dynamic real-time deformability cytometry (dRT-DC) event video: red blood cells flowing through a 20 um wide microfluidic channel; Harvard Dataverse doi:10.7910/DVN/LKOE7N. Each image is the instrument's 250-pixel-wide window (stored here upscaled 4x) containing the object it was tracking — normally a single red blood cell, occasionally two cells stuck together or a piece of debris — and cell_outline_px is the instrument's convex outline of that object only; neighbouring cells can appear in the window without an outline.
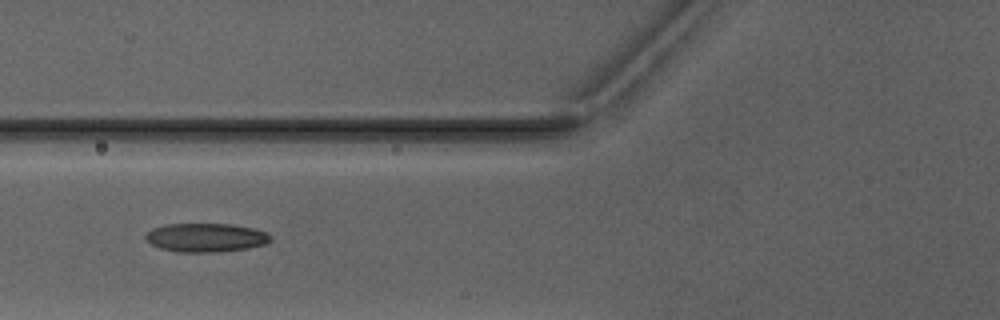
{"species": "Egyptian fruit bat (a non-hibernating species)", "species_latin": "Rousettus aegyptiacus", "temperature_condition": "warm", "stored_images_in_passage": 6, "camera_frame_rate_fps": 3000, "um_per_image_px": 0.085, "animal": {"sex": "male"}, "frame": {"image": 1, "passage_image": 6, "time_ms": 6.0, "image_size_px": [1000, 320], "cell_outline_px": [[272, 240], [264, 244], [248, 248], [216, 252], [180, 252], [160, 248], [152, 244], [144, 236], [152, 228], [164, 224], [232, 224], [252, 228], [268, 232], [272, 236]], "centroid_in_image_um": [17.52, 20.19], "position_along_channel_um": 108.3, "area_um2": 20.92}}